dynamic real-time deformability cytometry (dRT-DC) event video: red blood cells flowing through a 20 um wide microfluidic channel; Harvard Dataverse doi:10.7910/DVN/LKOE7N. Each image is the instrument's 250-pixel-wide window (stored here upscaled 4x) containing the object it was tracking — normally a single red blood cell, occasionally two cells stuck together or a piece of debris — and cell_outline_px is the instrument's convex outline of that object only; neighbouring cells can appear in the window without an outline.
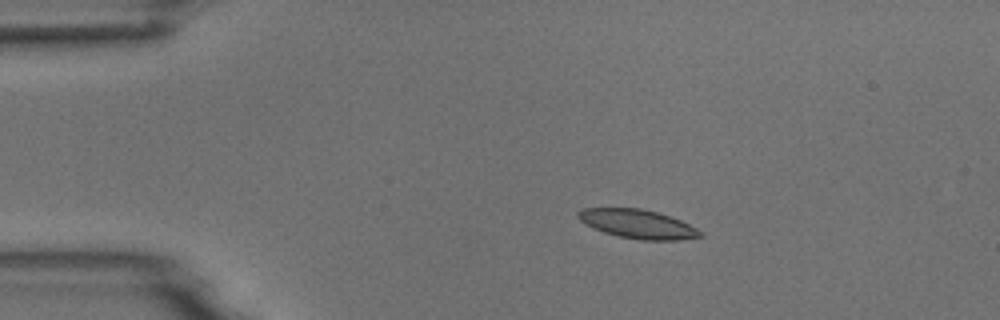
{"species": "common noctule bat (a hibernating species)", "species_latin": "Nyctalus noctula", "temperature_condition": "room temperature", "stored_images_in_passage": 8, "camera_frame_rate_fps": 3000, "um_per_image_px": 0.085, "animal": {"sex": "male", "body_mass_g": 18.8}, "frame": {"image": 1, "passage_image": 1, "time_ms": 0.0, "image_size_px": [1000, 320], "cell_outline_px": [[704, 236], [680, 240], [640, 240], [620, 236], [604, 232], [580, 220], [576, 216], [576, 212], [580, 208], [640, 208], [656, 212], [680, 220], [704, 232]], "centroid_in_image_um": [54.22, 19.04], "position_along_channel_um": 30.8, "area_um2": 20.4}}
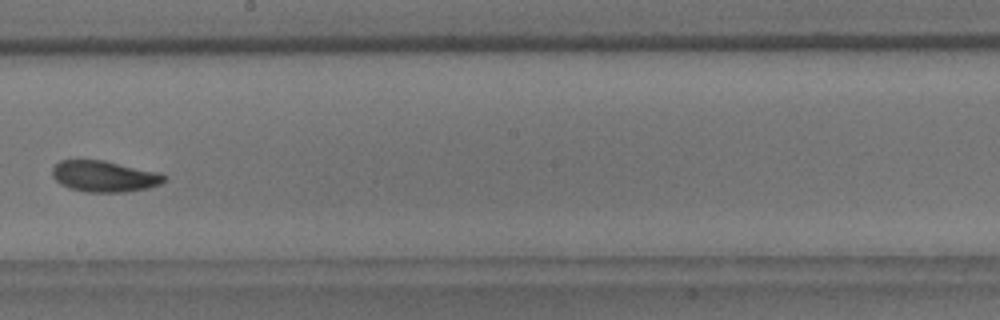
{"frame": {"image": 2, "passage_image": 7, "time_ms": 7.0, "image_size_px": [1000, 320], "cell_outline_px": [[168, 176], [160, 184], [148, 188], [124, 192], [84, 192], [68, 188], [60, 184], [52, 176], [52, 168], [60, 160], [104, 160], [160, 172]], "centroid_in_image_um": [8.87, 14.99], "position_along_channel_um": 239.3, "area_um2": 20.52}}
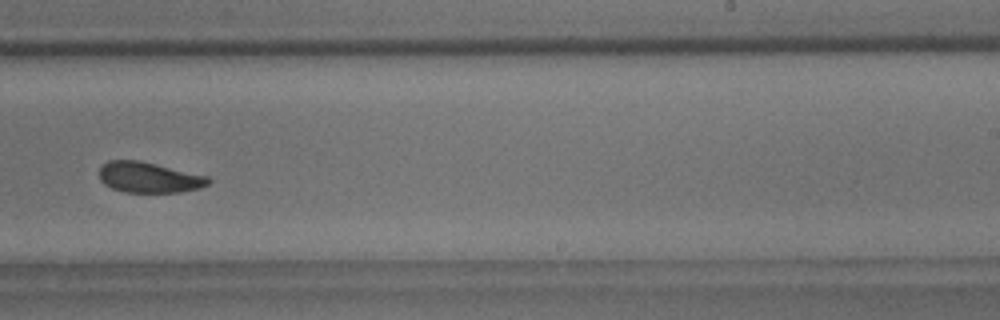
{"frame": {"image": 3, "passage_image": 8, "time_ms": 8.0, "image_size_px": [1000, 320], "cell_outline_px": [[212, 180], [208, 184], [200, 188], [180, 192], [124, 192], [112, 188], [104, 184], [100, 180], [100, 168], [108, 160], [140, 160], [208, 176]], "centroid_in_image_um": [12.67, 15.08], "position_along_channel_um": 276.3, "area_um2": 19.48}}